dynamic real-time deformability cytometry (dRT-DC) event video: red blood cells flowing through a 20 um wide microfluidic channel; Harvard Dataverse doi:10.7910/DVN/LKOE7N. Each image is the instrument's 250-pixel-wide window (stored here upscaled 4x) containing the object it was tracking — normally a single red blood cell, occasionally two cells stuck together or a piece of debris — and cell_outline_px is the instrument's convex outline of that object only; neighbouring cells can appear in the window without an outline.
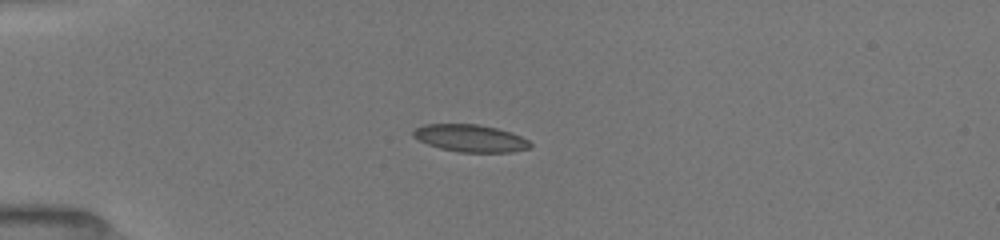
{"species": "common noctule bat (a hibernating species)", "species_latin": "Nyctalus noctula", "temperature_condition": "room temperature", "stored_images_in_passage": 38, "camera_frame_rate_fps": 3000, "um_per_image_px": 0.085, "animal": {"sex": "female", "body_mass_g": 19.5, "forearm_length_mm": 54.1}, "frame": {"image": 1, "passage_image": 1, "time_ms": 0.0, "image_size_px": [1000, 240], "cell_outline_px": [[532, 144], [528, 148], [512, 152], [460, 152], [440, 148], [428, 144], [412, 136], [412, 128], [424, 124], [476, 124], [496, 128], [520, 136], [528, 140]], "centroid_in_image_um": [39.93, 11.74], "position_along_channel_um": 45.1, "area_um2": 18.5}}
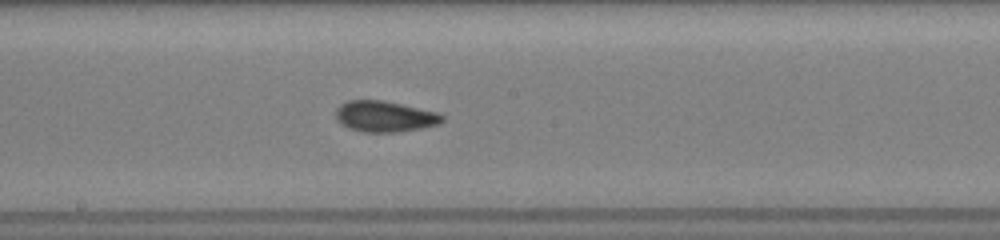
{"frame": {"image": 2, "passage_image": 16, "time_ms": 5.0, "image_size_px": [1000, 240], "cell_outline_px": [[444, 120], [440, 124], [400, 132], [364, 132], [348, 128], [340, 124], [336, 120], [336, 108], [340, 104], [348, 100], [384, 100], [436, 112], [444, 116]], "centroid_in_image_um": [32.67, 9.9], "position_along_channel_um": 215.5, "area_um2": 19.31}}
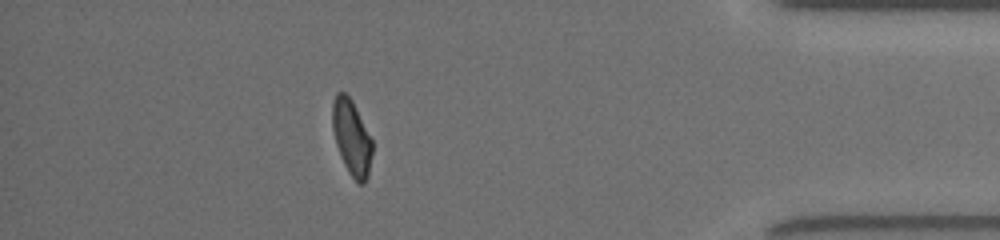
{"frame": {"image": 3, "passage_image": 33, "time_ms": 10.667, "image_size_px": [1000, 240], "cell_outline_px": [[372, 152], [368, 176], [364, 184], [360, 184], [348, 172], [340, 156], [336, 144], [332, 128], [332, 100], [336, 92], [344, 92], [352, 100], [372, 140]], "centroid_in_image_um": [29.87, 11.67], "position_along_channel_um": 405.3, "area_um2": 17.46}, "authors_computed_cell_mechanics": {"area_um2": 18.5827, "velocity_mm_per_s": 4.0155, "shape_relaxation_time_tau1_ms": 5.0443, "shape_relaxation_time_tau2_ms": 1.5097, "deformation_change_tau1": 0.1695, "deformation_change_tau2": 0.0613}}